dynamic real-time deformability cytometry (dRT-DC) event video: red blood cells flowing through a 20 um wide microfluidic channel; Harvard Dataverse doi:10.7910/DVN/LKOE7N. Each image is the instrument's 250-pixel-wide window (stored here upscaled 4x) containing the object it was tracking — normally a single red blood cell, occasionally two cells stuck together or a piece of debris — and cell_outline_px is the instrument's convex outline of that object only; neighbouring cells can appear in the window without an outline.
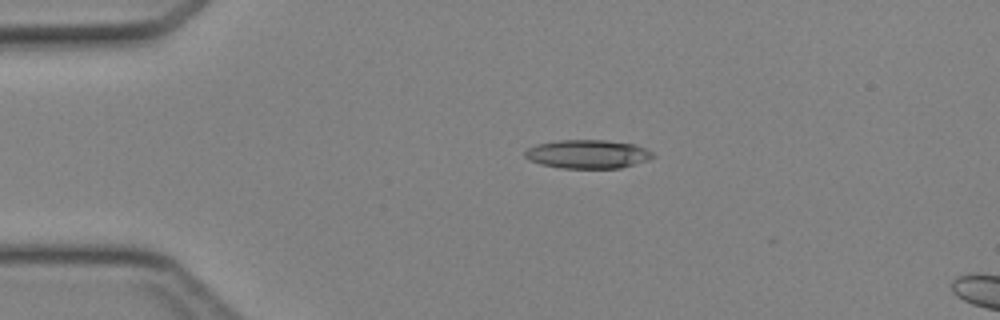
{"species": "Egyptian fruit bat (a non-hibernating species)", "species_latin": "Rousettus aegyptiacus", "temperature_condition": "cold", "stored_images_in_passage": 5, "camera_frame_rate_fps": 3000, "um_per_image_px": 0.085, "animal": {"sex": "female"}, "frame": {"image": 1, "passage_image": 1, "time_ms": 0.0, "image_size_px": [1000, 320], "cell_outline_px": [[656, 156], [648, 160], [620, 168], [560, 168], [540, 164], [528, 160], [524, 156], [524, 152], [528, 148], [536, 144], [560, 140], [604, 140], [636, 144], [652, 152]], "centroid_in_image_um": [49.94, 13.1], "position_along_channel_um": 35.1, "area_um2": 21.44}}